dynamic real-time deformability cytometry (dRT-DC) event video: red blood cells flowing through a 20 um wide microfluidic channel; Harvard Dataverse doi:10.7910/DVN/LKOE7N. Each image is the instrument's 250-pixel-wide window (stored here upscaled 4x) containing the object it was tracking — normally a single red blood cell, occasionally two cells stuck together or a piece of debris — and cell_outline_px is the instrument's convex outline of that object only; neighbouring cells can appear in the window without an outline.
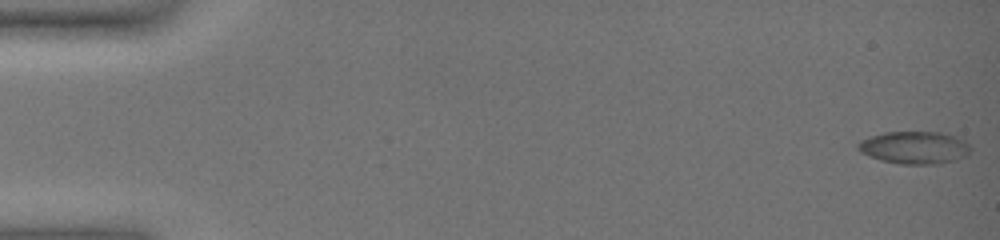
{"species": "common noctule bat (a hibernating species)", "species_latin": "Nyctalus noctula", "temperature_condition": "warm", "stored_images_in_passage": 63, "segment_of_instrument_passage": [1, 2], "camera_frame_rate_fps": 3000, "um_per_image_px": 0.085, "animal": {"sex": "female", "body_mass_g": 19.0, "forearm_length_mm": 51.5}, "frame": {"image": 1, "passage_image": 1, "time_ms": 0.0, "image_size_px": [1000, 240], "cell_outline_px": [[972, 148], [964, 156], [940, 164], [900, 164], [880, 160], [868, 156], [860, 152], [856, 148], [856, 144], [860, 140], [884, 132], [940, 132], [964, 140]], "centroid_in_image_um": [77.67, 12.55], "position_along_channel_um": 7.3, "area_um2": 21.27}}
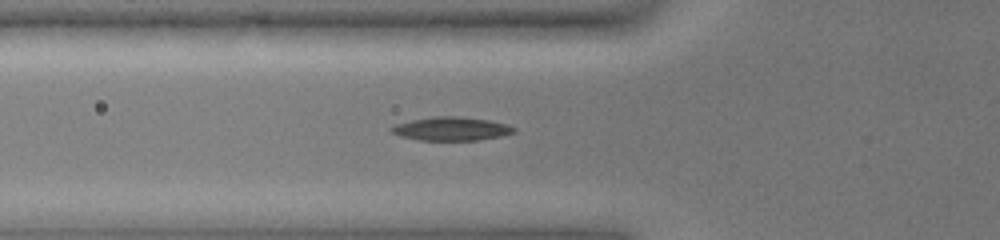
{"frame": {"image": 2, "passage_image": 25, "time_ms": 8.0, "image_size_px": [1000, 240], "cell_outline_px": [[516, 132], [500, 136], [476, 140], [416, 140], [400, 136], [392, 132], [388, 128], [396, 124], [412, 120], [432, 116], [460, 116], [488, 120], [508, 124], [516, 128]], "centroid_in_image_um": [38.35, 10.94], "position_along_channel_um": 87.4, "area_um2": 16.88}}
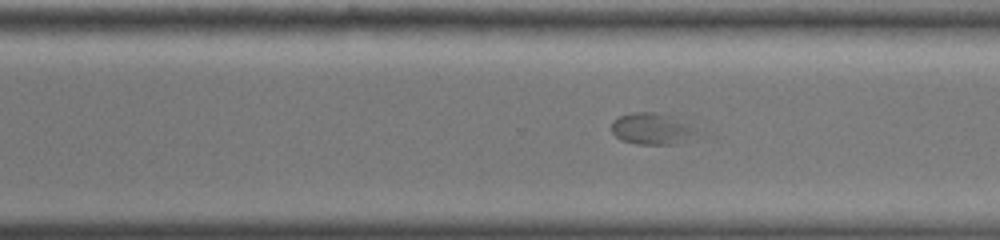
{"frame": {"image": 3, "passage_image": 47, "time_ms": 15.333, "image_size_px": [1000, 240], "cell_outline_px": [[708, 136], [676, 144], [636, 144], [620, 140], [612, 132], [612, 120], [620, 116], [636, 112], [656, 112], [668, 116], [688, 124], [704, 132]], "centroid_in_image_um": [55.56, 10.99], "position_along_channel_um": 315.0, "area_um2": 16.18}}